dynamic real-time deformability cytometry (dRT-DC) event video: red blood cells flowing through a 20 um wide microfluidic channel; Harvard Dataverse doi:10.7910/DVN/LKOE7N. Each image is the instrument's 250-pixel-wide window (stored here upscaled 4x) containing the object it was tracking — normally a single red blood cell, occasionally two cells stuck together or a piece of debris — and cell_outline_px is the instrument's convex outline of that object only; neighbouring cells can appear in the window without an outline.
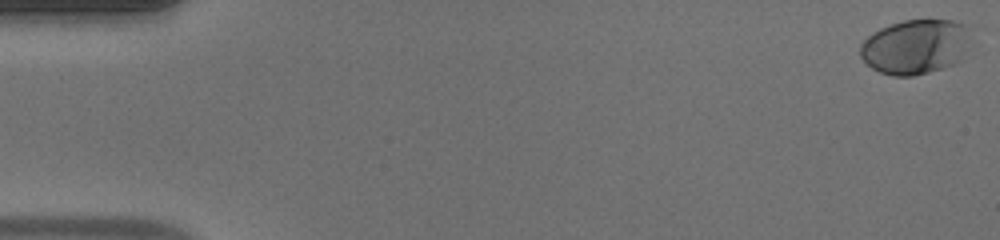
{"species": "human", "species_latin": "Homo sapiens", "temperature_condition": "warm", "stored_images_in_passage": 51, "camera_frame_rate_fps": 3000, "um_per_image_px": 0.085, "donor": {"sex": "male"}, "frame": {"image": 1, "passage_image": 1, "time_ms": 0.0, "image_size_px": [1000, 240], "cell_outline_px": [[964, 28], [956, 60], [952, 64], [928, 72], [912, 76], [892, 76], [880, 72], [872, 68], [860, 56], [860, 44], [872, 32], [888, 24], [904, 20], [952, 20], [964, 24]], "centroid_in_image_um": [77.58, 3.97], "position_along_channel_um": 7.4, "area_um2": 33.58}}
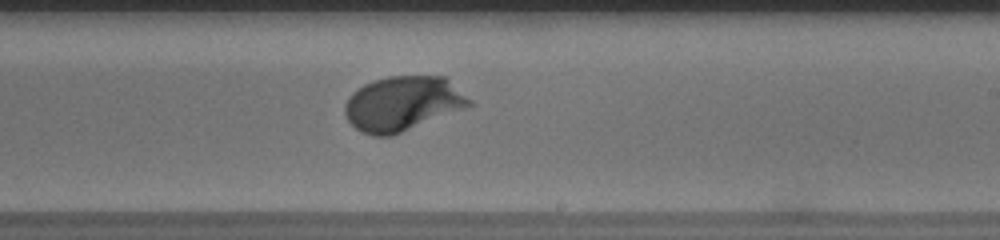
{"frame": {"image": 2, "passage_image": 31, "time_ms": 10.0, "image_size_px": [1000, 240], "cell_outline_px": [[476, 104], [392, 136], [372, 136], [356, 128], [348, 120], [344, 112], [344, 104], [348, 96], [352, 92], [364, 84], [372, 80], [388, 76], [444, 76], [472, 100]], "centroid_in_image_um": [34.23, 8.8], "position_along_channel_um": 254.8, "area_um2": 39.77}}
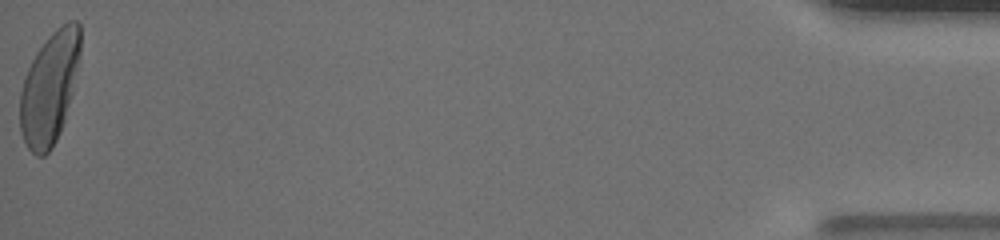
{"frame": {"image": 3, "passage_image": 51, "time_ms": 16.667, "image_size_px": [1000, 240], "cell_outline_px": [[80, 56], [72, 92], [64, 120], [56, 140], [52, 148], [44, 156], [36, 156], [28, 148], [20, 132], [20, 92], [28, 68], [36, 52], [48, 36], [60, 24], [68, 20], [76, 20], [80, 24]], "centroid_in_image_um": [4.21, 7.45], "position_along_channel_um": 431.0, "area_um2": 39.19}, "authors_computed_cell_mechanics": {"area_um2": 37.1654, "velocity_mm_per_s": 4.1074, "shape_relaxation_time_tau1_ms": 2.3987, "shape_relaxation_time_tau2_ms": null, "deformation_change_tau1": 0.1667, "deformation_change_tau2": null}}